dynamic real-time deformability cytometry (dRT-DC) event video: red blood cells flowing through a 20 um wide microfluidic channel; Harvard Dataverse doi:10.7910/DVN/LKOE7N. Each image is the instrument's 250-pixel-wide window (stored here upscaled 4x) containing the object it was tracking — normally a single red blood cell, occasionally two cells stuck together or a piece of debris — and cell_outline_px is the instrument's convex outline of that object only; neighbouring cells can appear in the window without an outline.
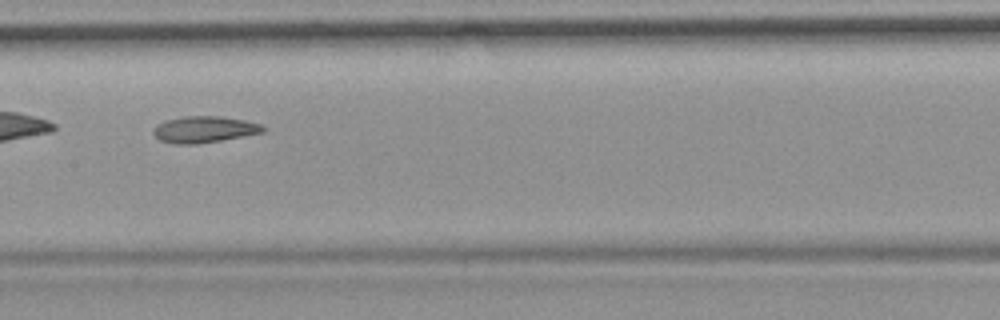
{"species": "common noctule bat (a hibernating species)", "species_latin": "Nyctalus noctula", "temperature_condition": "room temperature", "stored_images_in_passage": 36, "camera_frame_rate_fps": 3000, "um_per_image_px": 0.085, "animal": {"sex": "female", "body_mass_g": 19.9}, "frame": {"image": 1, "passage_image": 11, "time_ms": 3.333, "image_size_px": [1000, 320], "cell_outline_px": [[268, 128], [264, 132], [220, 140], [196, 144], [176, 144], [160, 140], [152, 132], [156, 124], [164, 120], [184, 116], [220, 116], [244, 120], [260, 124]], "centroid_in_image_um": [17.35, 10.99], "position_along_channel_um": 190.1, "area_um2": 16.88}}